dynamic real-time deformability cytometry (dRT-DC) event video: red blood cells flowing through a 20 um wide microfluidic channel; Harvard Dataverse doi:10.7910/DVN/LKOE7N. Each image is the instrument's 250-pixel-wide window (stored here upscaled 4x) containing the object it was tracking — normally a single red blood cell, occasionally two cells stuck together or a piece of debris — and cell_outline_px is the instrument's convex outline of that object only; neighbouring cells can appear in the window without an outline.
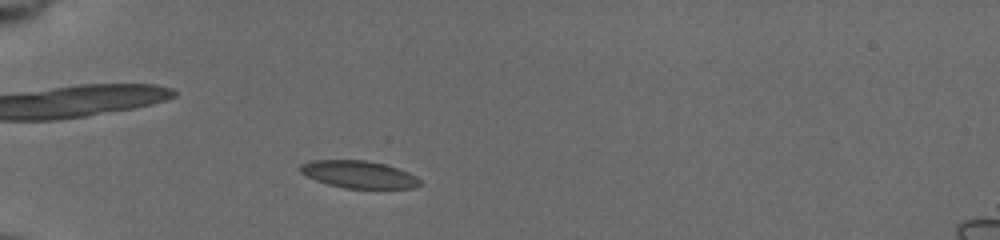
{"species": "common noctule bat (a hibernating species)", "species_latin": "Nyctalus noctula", "temperature_condition": "cold", "stored_images_in_passage": 45, "camera_frame_rate_fps": 3000, "um_per_image_px": 0.085, "animal": {"sex": "female", "body_mass_g": 19.5, "forearm_length_mm": 54.1}, "frame": {"image": 1, "passage_image": 7, "time_ms": 2.0, "image_size_px": [1000, 240], "cell_outline_px": [[420, 184], [412, 188], [344, 188], [328, 184], [316, 180], [300, 172], [300, 164], [312, 160], [364, 160], [384, 164], [408, 172], [416, 176], [420, 180]], "centroid_in_image_um": [30.48, 14.82], "position_along_channel_um": 54.5, "area_um2": 18.84}}
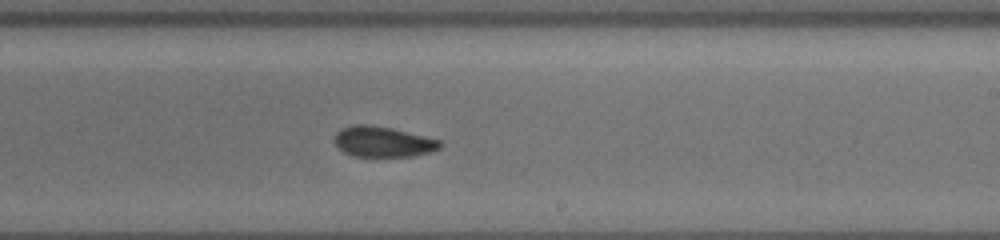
{"frame": {"image": 2, "passage_image": 25, "time_ms": 8.0, "image_size_px": [1000, 240], "cell_outline_px": [[444, 144], [440, 148], [428, 152], [412, 156], [352, 156], [344, 152], [336, 144], [336, 132], [340, 128], [352, 124], [368, 124], [392, 128], [440, 140]], "centroid_in_image_um": [32.55, 12.03], "position_along_channel_um": 256.5, "area_um2": 18.67}}
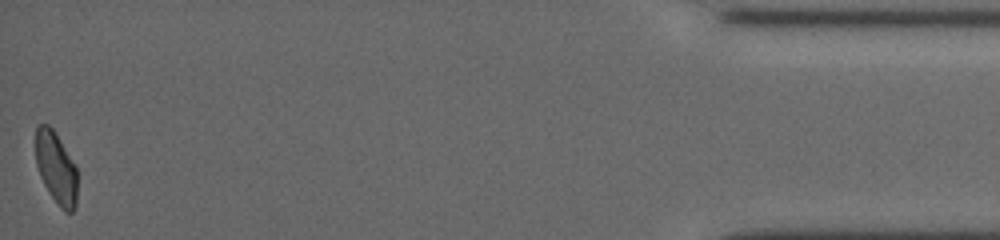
{"frame": {"image": 3, "passage_image": 45, "time_ms": 14.667, "image_size_px": [1000, 240], "cell_outline_px": [[76, 208], [72, 212], [64, 212], [60, 208], [48, 192], [40, 176], [36, 164], [36, 124], [48, 124], [52, 128], [60, 140], [76, 168]], "centroid_in_image_um": [4.75, 14.29], "position_along_channel_um": 430.4, "area_um2": 17.34}, "authors_computed_cell_mechanics": {"area_um2": 19.1318, "velocity_mm_per_s": 3.7514, "shape_relaxation_time_tau1_ms": 10.3542, "shape_relaxation_time_tau2_ms": 2.9255, "deformation_change_tau1": 0.1909, "deformation_change_tau2": 0.0745}}